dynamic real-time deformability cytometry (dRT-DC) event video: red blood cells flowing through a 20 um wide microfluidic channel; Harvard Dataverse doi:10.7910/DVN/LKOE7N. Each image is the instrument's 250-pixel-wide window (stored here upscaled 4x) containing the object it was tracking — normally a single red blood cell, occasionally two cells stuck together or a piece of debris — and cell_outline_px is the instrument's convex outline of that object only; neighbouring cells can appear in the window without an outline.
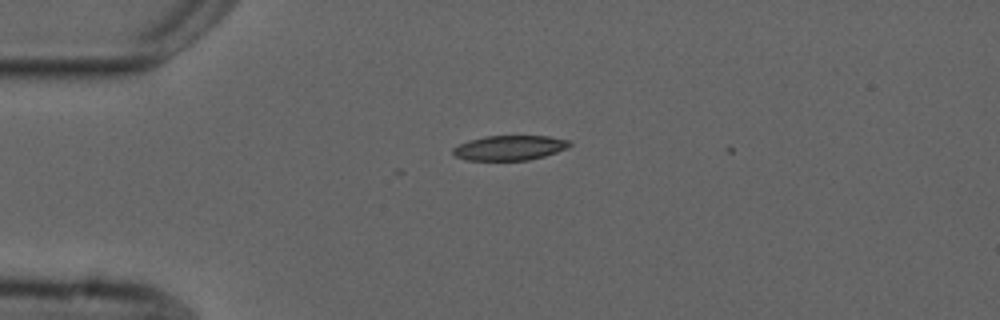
{"species": "common noctule bat (a hibernating species)", "species_latin": "Nyctalus noctula", "temperature_condition": "cold", "stored_images_in_passage": 2, "camera_frame_rate_fps": 3000, "um_per_image_px": 0.085, "animal": {"sex": "male", "forearm_length_mm": 52.5}, "frame": {"image": 1, "passage_image": 1, "time_ms": 0.0, "image_size_px": [1000, 320], "cell_outline_px": [[572, 144], [556, 152], [544, 156], [528, 160], [468, 160], [456, 156], [452, 152], [452, 148], [460, 144], [484, 136], [548, 136], [568, 140]], "centroid_in_image_um": [43.31, 12.56], "position_along_channel_um": 41.7, "area_um2": 16.59}}